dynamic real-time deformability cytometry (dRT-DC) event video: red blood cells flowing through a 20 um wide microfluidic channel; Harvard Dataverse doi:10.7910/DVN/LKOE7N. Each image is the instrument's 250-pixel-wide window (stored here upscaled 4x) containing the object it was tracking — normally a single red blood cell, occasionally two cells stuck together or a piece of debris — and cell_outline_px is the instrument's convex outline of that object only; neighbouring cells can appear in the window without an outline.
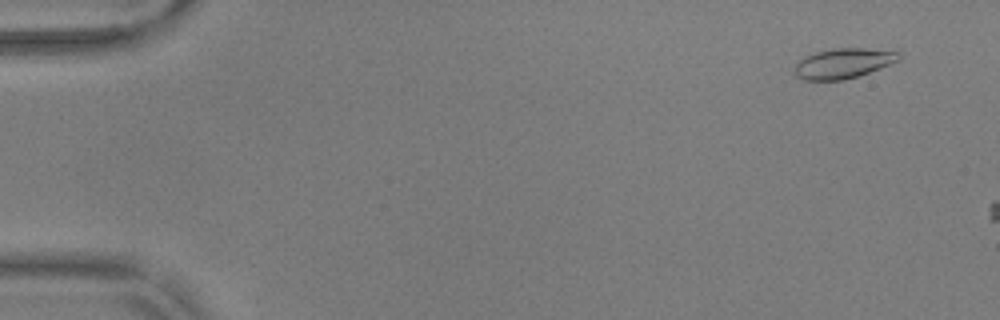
{"species": "common noctule bat (a hibernating species)", "species_latin": "Nyctalus noctula", "temperature_condition": "warm", "stored_images_in_passage": 6, "camera_frame_rate_fps": 3000, "um_per_image_px": 0.085, "animal": {"sex": "male", "body_mass_g": 17.9, "forearm_length_mm": 54.2}, "frame": {"image": 1, "passage_image": 4, "time_ms": 1.0, "image_size_px": [1000, 320], "cell_outline_px": [[900, 60], [880, 68], [844, 80], [804, 80], [796, 76], [796, 64], [804, 56], [816, 52], [832, 48], [864, 48], [900, 52]], "centroid_in_image_um": [71.68, 5.37], "position_along_channel_um": 13.3, "area_um2": 18.09}}